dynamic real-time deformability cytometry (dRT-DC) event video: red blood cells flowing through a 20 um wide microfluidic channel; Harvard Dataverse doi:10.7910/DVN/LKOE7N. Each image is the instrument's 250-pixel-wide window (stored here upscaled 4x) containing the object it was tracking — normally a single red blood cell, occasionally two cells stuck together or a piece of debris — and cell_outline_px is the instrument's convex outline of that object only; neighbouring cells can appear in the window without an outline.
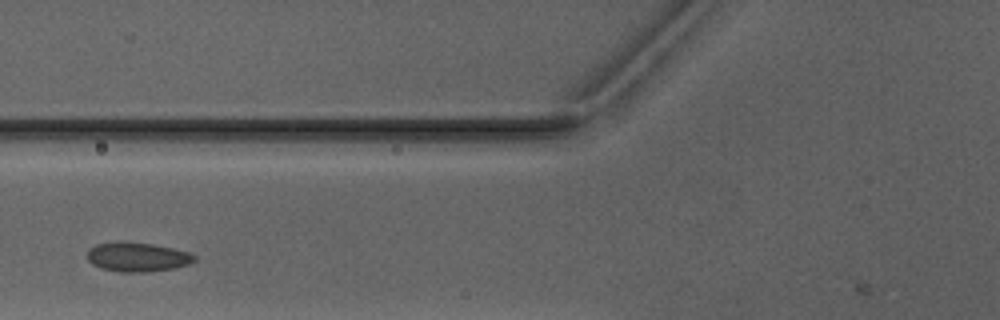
{"species": "Egyptian fruit bat (a non-hibernating species)", "species_latin": "Rousettus aegyptiacus", "temperature_condition": "warm", "stored_images_in_passage": 2, "camera_frame_rate_fps": 3000, "um_per_image_px": 0.085, "animal": {"sex": "male"}, "frame": {"image": 1, "passage_image": 2, "time_ms": 1.333, "image_size_px": [1000, 320], "cell_outline_px": [[196, 260], [188, 264], [176, 268], [144, 272], [120, 272], [100, 268], [92, 264], [88, 260], [88, 248], [96, 244], [120, 240], [152, 244], [172, 248], [188, 252], [196, 256]], "centroid_in_image_um": [11.65, 21.83], "position_along_channel_um": 114.2, "area_um2": 18.5}}